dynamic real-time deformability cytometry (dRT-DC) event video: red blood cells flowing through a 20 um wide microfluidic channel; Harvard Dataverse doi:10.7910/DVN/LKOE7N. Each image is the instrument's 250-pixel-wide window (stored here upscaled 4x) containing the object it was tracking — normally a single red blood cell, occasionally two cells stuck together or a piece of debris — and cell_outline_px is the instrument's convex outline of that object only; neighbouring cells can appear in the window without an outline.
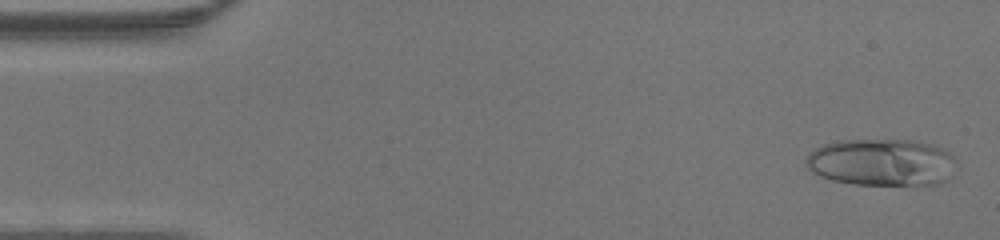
{"species": "human", "species_latin": "Homo sapiens", "temperature_condition": "warm", "stored_images_in_passage": 46, "camera_frame_rate_fps": 3000, "um_per_image_px": 0.085, "donor": {"sex": "male"}, "frame": {"image": 1, "passage_image": 2, "time_ms": 0.333, "image_size_px": [1000, 240], "cell_outline_px": [[952, 176], [948, 180], [936, 184], [916, 188], [852, 184], [832, 180], [820, 176], [812, 172], [808, 168], [808, 156], [816, 148], [824, 144], [836, 140], [916, 140], [932, 144], [944, 148], [952, 156]], "centroid_in_image_um": [75.0, 13.84], "position_along_channel_um": 10.0, "area_um2": 42.19}}
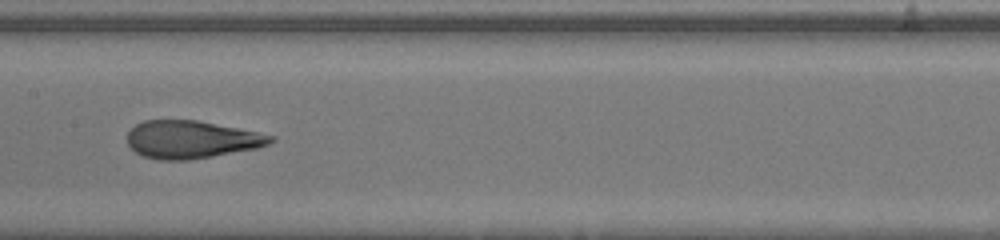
{"frame": {"image": 2, "passage_image": 23, "time_ms": 7.333, "image_size_px": [1000, 240], "cell_outline_px": [[276, 140], [260, 148], [188, 160], [160, 160], [144, 156], [136, 152], [128, 144], [128, 132], [136, 124], [144, 120], [196, 120], [276, 136]], "centroid_in_image_um": [16.29, 11.86], "position_along_channel_um": 191.1, "area_um2": 31.33}}
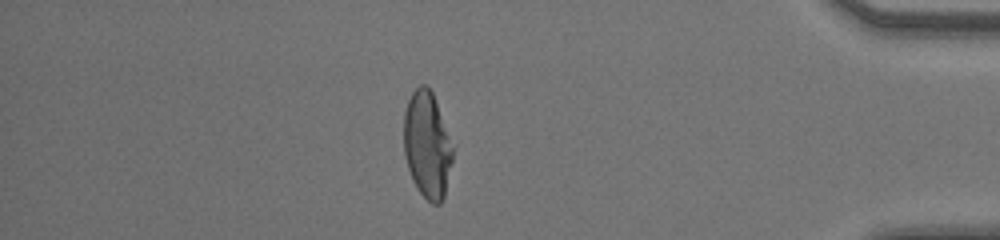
{"frame": {"image": 3, "passage_image": 40, "time_ms": 13.0, "image_size_px": [1000, 240], "cell_outline_px": [[452, 160], [444, 196], [440, 204], [432, 204], [416, 188], [412, 180], [404, 156], [404, 112], [408, 100], [412, 92], [420, 84], [424, 84], [432, 92], [452, 148]], "centroid_in_image_um": [36.27, 12.34], "position_along_channel_um": 398.9, "area_um2": 29.77}}